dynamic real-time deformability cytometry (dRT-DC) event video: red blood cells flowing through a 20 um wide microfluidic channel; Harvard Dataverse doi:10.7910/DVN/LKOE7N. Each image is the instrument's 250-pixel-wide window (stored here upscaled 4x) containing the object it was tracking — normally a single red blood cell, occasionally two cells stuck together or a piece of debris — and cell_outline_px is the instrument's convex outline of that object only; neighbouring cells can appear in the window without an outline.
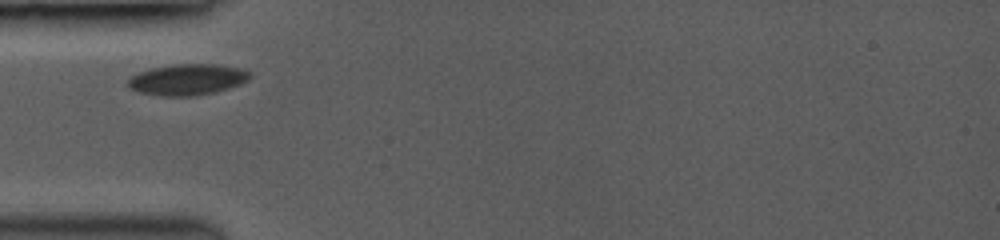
{"species": "common noctule bat (a hibernating species)", "species_latin": "Nyctalus noctula", "temperature_condition": "room temperature", "stored_images_in_passage": 5, "camera_frame_rate_fps": 3000, "um_per_image_px": 0.085, "animal": {"sex": "female", "body_mass_g": 19.0, "forearm_length_mm": 53.3}, "frame": {"image": 1, "passage_image": 1, "time_ms": 0.0, "image_size_px": [1000, 240], "cell_outline_px": [[252, 76], [248, 80], [240, 84], [228, 88], [212, 92], [192, 96], [160, 96], [136, 92], [128, 84], [128, 80], [132, 76], [140, 72], [152, 68], [176, 64], [216, 64], [240, 68], [252, 72]], "centroid_in_image_um": [15.95, 6.76], "position_along_channel_um": 69.0, "area_um2": 21.96}}
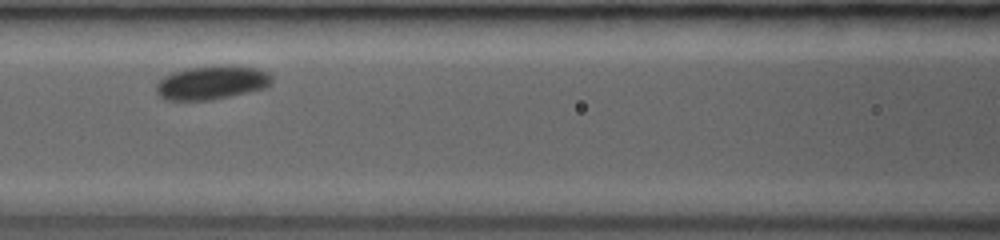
{"frame": {"image": 2, "passage_image": 3, "time_ms": 2.0, "image_size_px": [1000, 240], "cell_outline_px": [[272, 84], [264, 88], [212, 100], [164, 100], [156, 92], [156, 84], [164, 76], [188, 68], [220, 64], [232, 64], [256, 68], [268, 72], [272, 76]], "centroid_in_image_um": [18.02, 7.0], "position_along_channel_um": 148.6, "area_um2": 22.95}}
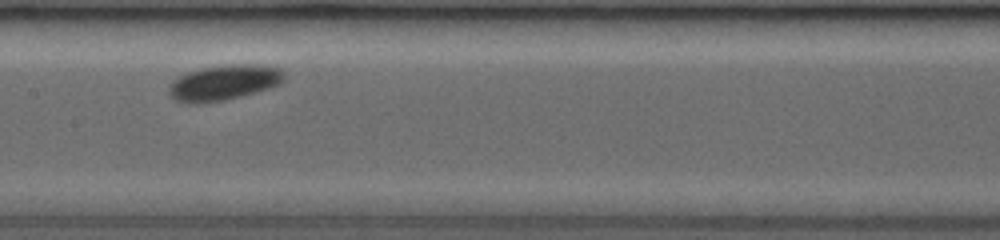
{"frame": {"image": 3, "passage_image": 4, "time_ms": 3.0, "image_size_px": [1000, 240], "cell_outline_px": [[284, 80], [280, 84], [272, 88], [224, 100], [200, 104], [188, 104], [176, 100], [168, 92], [168, 88], [172, 80], [188, 72], [200, 68], [232, 64], [252, 64], [280, 68], [284, 72]], "centroid_in_image_um": [19.03, 7.03], "position_along_channel_um": 188.4, "area_um2": 23.87}}